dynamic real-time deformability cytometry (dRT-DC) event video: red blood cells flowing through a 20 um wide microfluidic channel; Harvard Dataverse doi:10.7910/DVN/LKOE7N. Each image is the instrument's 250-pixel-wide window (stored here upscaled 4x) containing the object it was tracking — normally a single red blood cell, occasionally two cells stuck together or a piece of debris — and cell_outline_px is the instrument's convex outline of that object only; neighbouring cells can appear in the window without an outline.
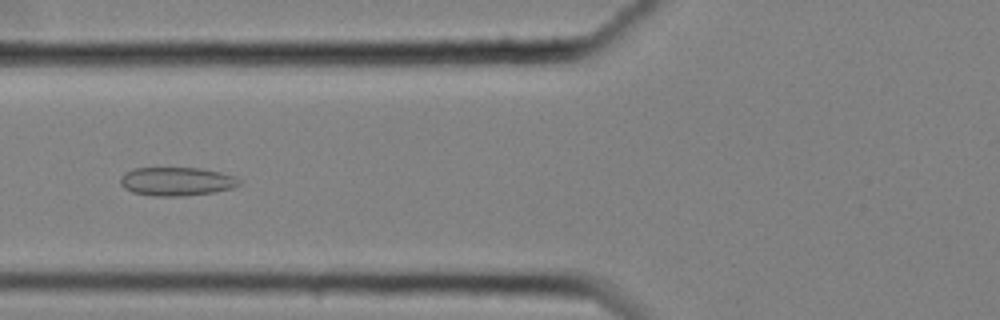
{"species": "common noctule bat (a hibernating species)", "species_latin": "Nyctalus noctula", "temperature_condition": "cold", "stored_images_in_passage": 57, "camera_frame_rate_fps": 3000, "um_per_image_px": 0.085, "animal": {"sex": "female", "body_mass_g": 25.1}, "frame": {"image": 1, "passage_image": 23, "time_ms": 7.333, "image_size_px": [1000, 320], "cell_outline_px": [[240, 184], [232, 188], [216, 192], [184, 196], [152, 196], [132, 192], [124, 188], [120, 184], [120, 176], [124, 172], [132, 168], [200, 168], [220, 172], [236, 176], [240, 180]], "centroid_in_image_um": [14.99, 15.42], "position_along_channel_um": 110.8, "area_um2": 20.06}}
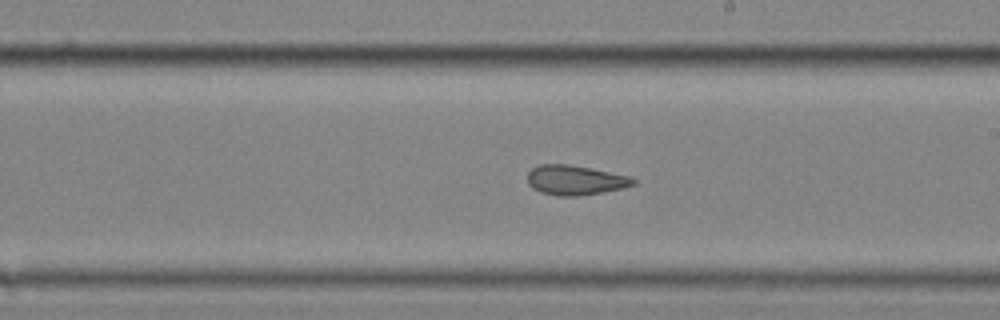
{"frame": {"image": 2, "passage_image": 34, "time_ms": 11.0, "image_size_px": [1000, 320], "cell_outline_px": [[636, 184], [620, 188], [600, 192], [576, 196], [556, 196], [540, 192], [532, 188], [528, 184], [528, 172], [532, 168], [540, 164], [568, 164], [628, 176], [636, 180]], "centroid_in_image_um": [48.83, 15.31], "position_along_channel_um": 240.2, "area_um2": 18.03}}
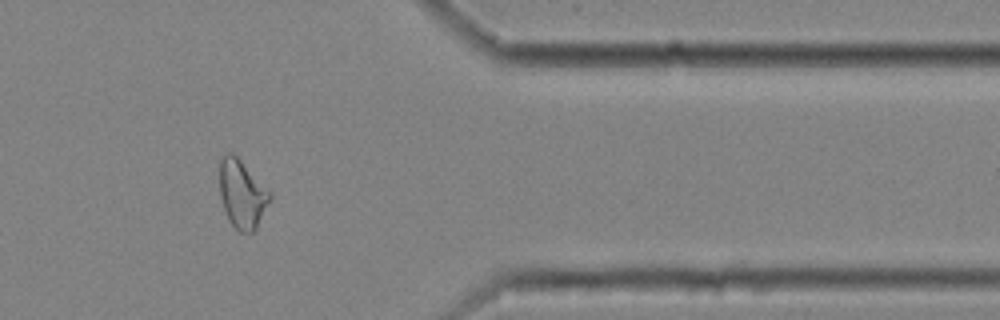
{"frame": {"image": 3, "passage_image": 48, "time_ms": 15.667, "image_size_px": [1000, 320], "cell_outline_px": [[272, 196], [256, 228], [252, 232], [240, 232], [228, 220], [220, 196], [220, 160], [228, 152], [232, 152], [272, 192]], "centroid_in_image_um": [20.58, 16.49], "position_along_channel_um": 390.8, "area_um2": 19.77}, "authors_computed_cell_mechanics": {"area_um2": 20.2878, "velocity_mm_per_s": 3.5293, "shape_relaxation_time_tau1_ms": null, "shape_relaxation_time_tau2_ms": 2.1467, "deformation_change_tau1": null, "deformation_change_tau2": 0.0824}}